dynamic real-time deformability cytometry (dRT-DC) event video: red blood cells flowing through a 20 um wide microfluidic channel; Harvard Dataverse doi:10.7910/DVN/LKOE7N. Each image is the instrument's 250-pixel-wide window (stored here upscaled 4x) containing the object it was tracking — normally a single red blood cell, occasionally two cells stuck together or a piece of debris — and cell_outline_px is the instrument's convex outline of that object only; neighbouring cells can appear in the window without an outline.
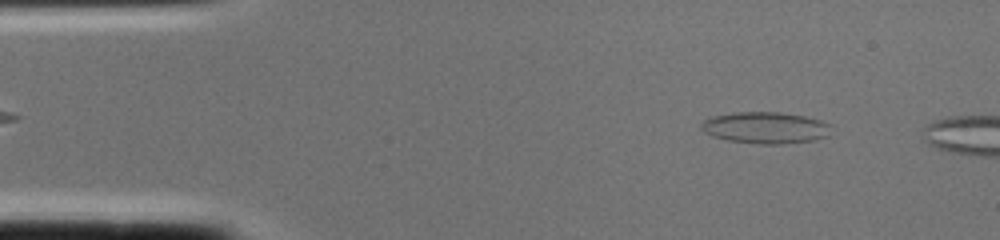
{"species": "common noctule bat (a hibernating species)", "species_latin": "Nyctalus noctula", "temperature_condition": "cold", "stored_images_in_passage": 3, "camera_frame_rate_fps": 3000, "um_per_image_px": 0.085, "animal": {"sex": "female", "body_mass_g": 22.0, "forearm_length_mm": 56.7}, "frame": {"image": 1, "passage_image": 2, "time_ms": 0.333, "image_size_px": [1000, 240], "cell_outline_px": [[828, 136], [812, 140], [780, 144], [760, 144], [728, 140], [712, 136], [704, 132], [700, 128], [700, 124], [704, 120], [712, 116], [736, 112], [780, 112], [804, 116], [820, 120], [828, 124]], "centroid_in_image_um": [65.0, 10.85], "position_along_channel_um": 20.0, "area_um2": 23.7}}